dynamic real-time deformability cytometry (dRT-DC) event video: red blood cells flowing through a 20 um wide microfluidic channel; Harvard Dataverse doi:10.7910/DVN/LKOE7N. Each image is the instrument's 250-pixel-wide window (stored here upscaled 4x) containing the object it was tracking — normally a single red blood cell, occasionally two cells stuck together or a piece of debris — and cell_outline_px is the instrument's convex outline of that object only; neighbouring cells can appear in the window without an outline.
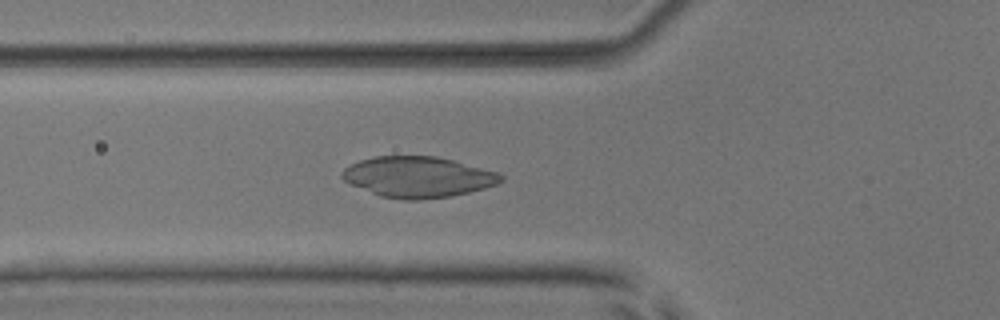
{"species": "common noctule bat (a hibernating species)", "species_latin": "Nyctalus noctula", "temperature_condition": "room temperature", "stored_images_in_passage": 52, "camera_frame_rate_fps": 3000, "um_per_image_px": 0.085, "animal": {"sex": "male", "body_mass_g": 17.9, "forearm_length_mm": 54.2}, "frame": {"image": 1, "passage_image": 19, "time_ms": 6.0, "image_size_px": [1000, 320], "cell_outline_px": [[504, 180], [496, 184], [484, 188], [468, 192], [448, 196], [416, 200], [404, 200], [380, 196], [348, 184], [340, 176], [340, 172], [344, 168], [360, 160], [376, 156], [436, 156], [452, 160], [496, 172], [504, 176]], "centroid_in_image_um": [35.47, 15.04], "position_along_channel_um": 90.3, "area_um2": 37.57}}
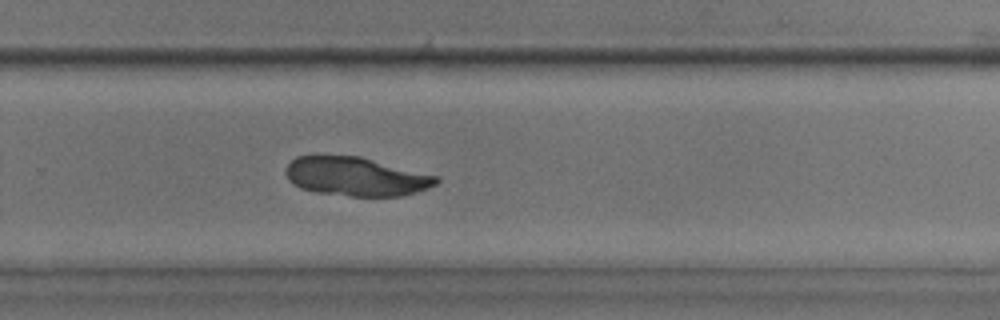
{"frame": {"image": 2, "passage_image": 35, "time_ms": 11.333, "image_size_px": [1000, 320], "cell_outline_px": [[440, 180], [436, 184], [404, 196], [352, 196], [316, 192], [300, 188], [292, 184], [288, 180], [284, 172], [284, 168], [296, 156], [360, 156], [436, 176]], "centroid_in_image_um": [30.2, 15.01], "position_along_channel_um": 299.6, "area_um2": 33.87}}
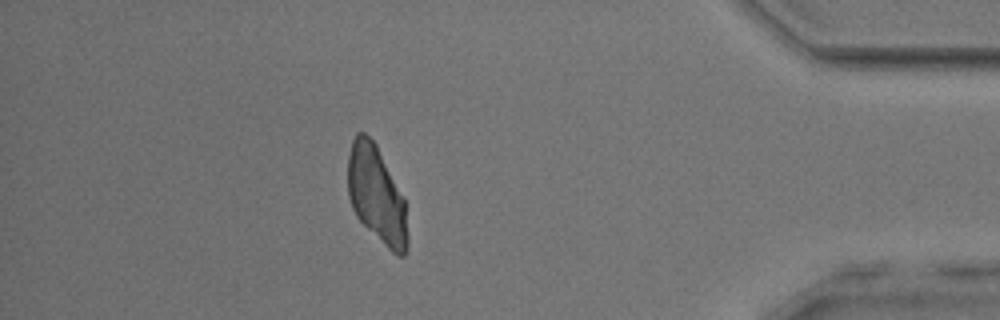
{"frame": {"image": 3, "passage_image": 46, "time_ms": 15.0, "image_size_px": [1000, 320], "cell_outline_px": [[408, 244], [404, 256], [400, 256], [392, 252], [356, 216], [352, 208], [348, 196], [348, 156], [352, 140], [356, 132], [364, 132], [376, 144], [404, 196], [408, 236]], "centroid_in_image_um": [32.01, 16.53], "position_along_channel_um": 403.2, "area_um2": 33.7}}